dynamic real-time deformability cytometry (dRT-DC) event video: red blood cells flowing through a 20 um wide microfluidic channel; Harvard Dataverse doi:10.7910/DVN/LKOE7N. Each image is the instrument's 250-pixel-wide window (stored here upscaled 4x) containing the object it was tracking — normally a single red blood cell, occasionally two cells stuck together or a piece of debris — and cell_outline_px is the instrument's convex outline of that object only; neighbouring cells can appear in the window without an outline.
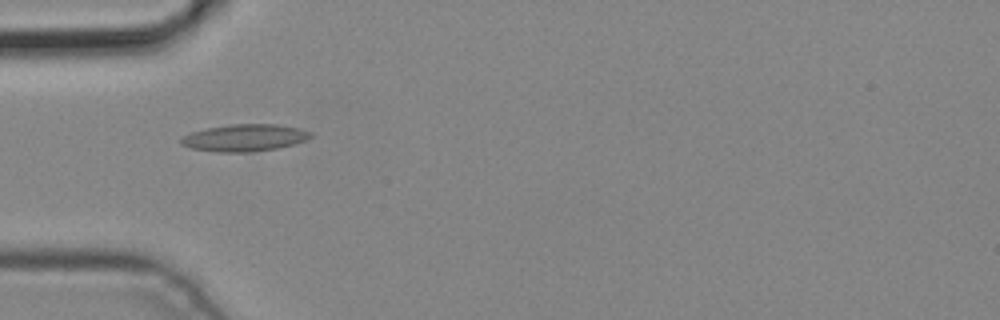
{"species": "common noctule bat (a hibernating species)", "species_latin": "Nyctalus noctula", "temperature_condition": "cold", "stored_images_in_passage": 3, "camera_frame_rate_fps": 3000, "um_per_image_px": 0.085, "animal": {"sex": "male", "body_mass_g": 19.2, "forearm_length_mm": 51.8}, "frame": {"image": 1, "passage_image": 3, "time_ms": 0.667, "image_size_px": [1000, 320], "cell_outline_px": [[312, 136], [304, 140], [292, 144], [276, 148], [252, 152], [220, 152], [192, 148], [180, 144], [180, 140], [184, 136], [192, 132], [208, 128], [232, 124], [276, 124], [296, 128], [312, 132]], "centroid_in_image_um": [20.78, 11.71], "position_along_channel_um": 64.2, "area_um2": 20.06}}